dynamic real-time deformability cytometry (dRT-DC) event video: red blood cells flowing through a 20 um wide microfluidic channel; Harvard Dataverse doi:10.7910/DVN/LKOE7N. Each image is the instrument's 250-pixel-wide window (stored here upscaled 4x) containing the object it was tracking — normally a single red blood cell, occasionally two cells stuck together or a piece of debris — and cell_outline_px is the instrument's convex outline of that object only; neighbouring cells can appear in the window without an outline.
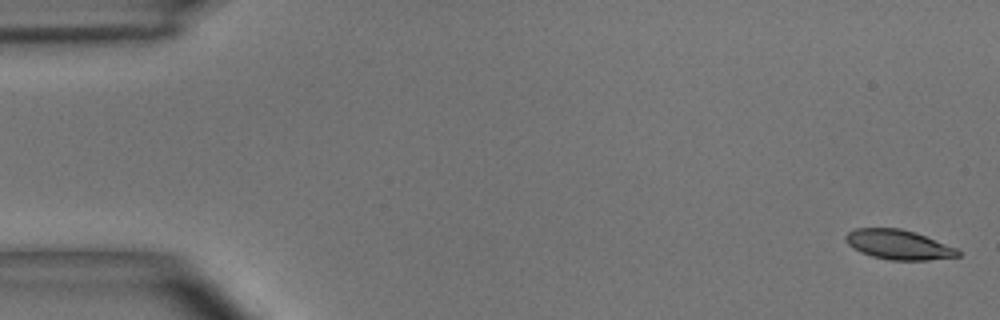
{"species": "common noctule bat (a hibernating species)", "species_latin": "Nyctalus noctula", "temperature_condition": "room temperature", "stored_images_in_passage": 4, "camera_frame_rate_fps": 3000, "um_per_image_px": 0.085, "animal": {"sex": "male", "body_mass_g": 15.6}, "frame": {"image": 1, "passage_image": 1, "time_ms": 0.0, "image_size_px": [1000, 320], "cell_outline_px": [[960, 256], [928, 260], [888, 260], [872, 256], [860, 252], [848, 244], [844, 240], [844, 236], [848, 232], [856, 228], [900, 228], [916, 232], [956, 248], [960, 252]], "centroid_in_image_um": [76.35, 20.79], "position_along_channel_um": 8.6, "area_um2": 19.42}}
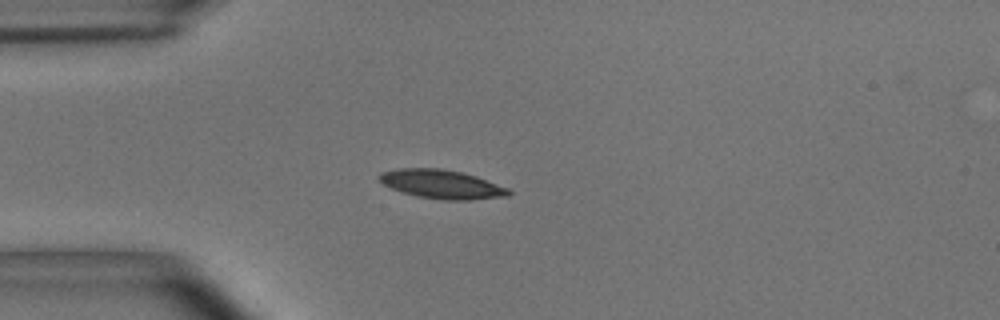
{"frame": {"image": 2, "passage_image": 4, "time_ms": 1.0, "image_size_px": [1000, 320], "cell_outline_px": [[512, 192], [508, 196], [472, 200], [444, 200], [416, 196], [392, 188], [384, 184], [376, 176], [380, 172], [400, 168], [440, 168], [460, 172], [476, 176], [508, 188]], "centroid_in_image_um": [37.55, 15.66], "position_along_channel_um": 47.5, "area_um2": 21.68}}